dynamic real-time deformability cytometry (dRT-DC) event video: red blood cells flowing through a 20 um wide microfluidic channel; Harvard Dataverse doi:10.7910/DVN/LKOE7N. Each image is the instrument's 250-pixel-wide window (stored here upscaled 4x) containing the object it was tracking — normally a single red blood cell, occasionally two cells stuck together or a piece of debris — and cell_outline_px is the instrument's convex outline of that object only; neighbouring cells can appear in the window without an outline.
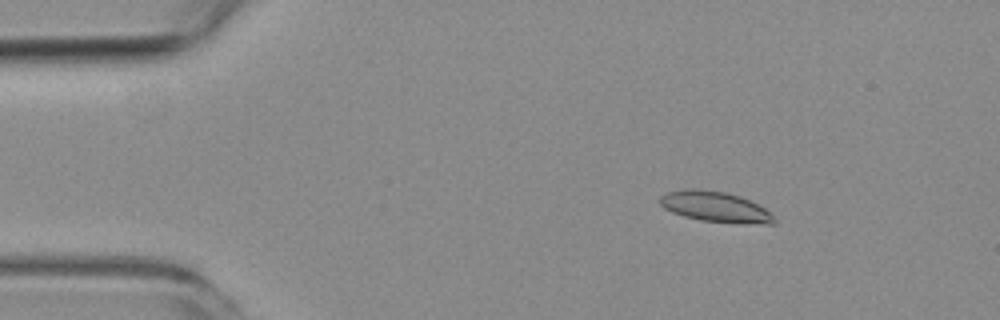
{"species": "common noctule bat (a hibernating species)", "species_latin": "Nyctalus noctula", "temperature_condition": "room temperature", "stored_images_in_passage": 4, "camera_frame_rate_fps": 3000, "um_per_image_px": 0.085, "animal": {"sex": "female", "body_mass_g": 19.3, "forearm_length_mm": 54.1}, "frame": {"image": 1, "passage_image": 3, "time_ms": 2.333, "image_size_px": [1000, 320], "cell_outline_px": [[776, 224], [744, 224], [700, 220], [684, 216], [672, 212], [664, 208], [660, 204], [660, 196], [668, 192], [684, 188], [696, 188], [724, 192], [740, 196], [764, 208], [776, 220]], "centroid_in_image_um": [60.78, 17.58], "position_along_channel_um": 24.2, "area_um2": 20.29}}